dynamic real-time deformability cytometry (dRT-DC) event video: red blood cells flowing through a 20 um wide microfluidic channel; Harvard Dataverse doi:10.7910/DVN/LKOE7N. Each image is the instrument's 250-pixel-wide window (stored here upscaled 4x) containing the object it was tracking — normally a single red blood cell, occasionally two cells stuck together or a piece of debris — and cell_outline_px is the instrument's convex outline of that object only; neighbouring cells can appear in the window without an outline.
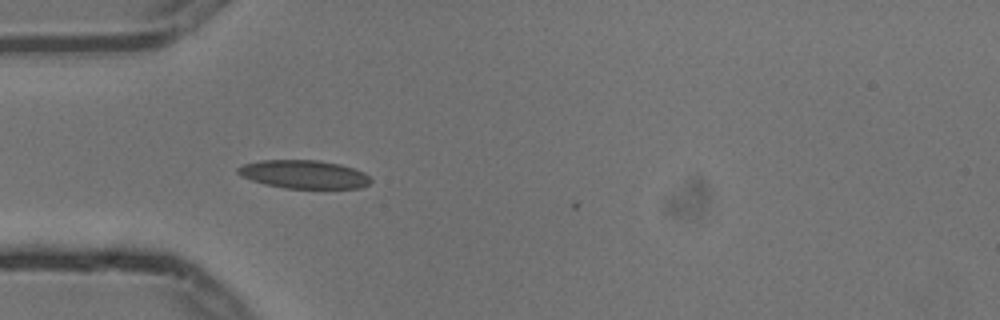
{"species": "common noctule bat (a hibernating species)", "species_latin": "Nyctalus noctula", "temperature_condition": "cold", "stored_images_in_passage": 1, "camera_frame_rate_fps": 3000, "um_per_image_px": 0.085, "animal": {"sex": "male", "body_mass_g": 13.3}, "frame": {"image": 1, "passage_image": 1, "time_ms": 0.0, "image_size_px": [1000, 320], "cell_outline_px": [[372, 180], [368, 184], [360, 188], [284, 188], [264, 184], [240, 176], [236, 172], [236, 168], [244, 164], [260, 160], [320, 160], [340, 164], [364, 172]], "centroid_in_image_um": [25.8, 14.81], "position_along_channel_um": 59.2, "area_um2": 21.96}}